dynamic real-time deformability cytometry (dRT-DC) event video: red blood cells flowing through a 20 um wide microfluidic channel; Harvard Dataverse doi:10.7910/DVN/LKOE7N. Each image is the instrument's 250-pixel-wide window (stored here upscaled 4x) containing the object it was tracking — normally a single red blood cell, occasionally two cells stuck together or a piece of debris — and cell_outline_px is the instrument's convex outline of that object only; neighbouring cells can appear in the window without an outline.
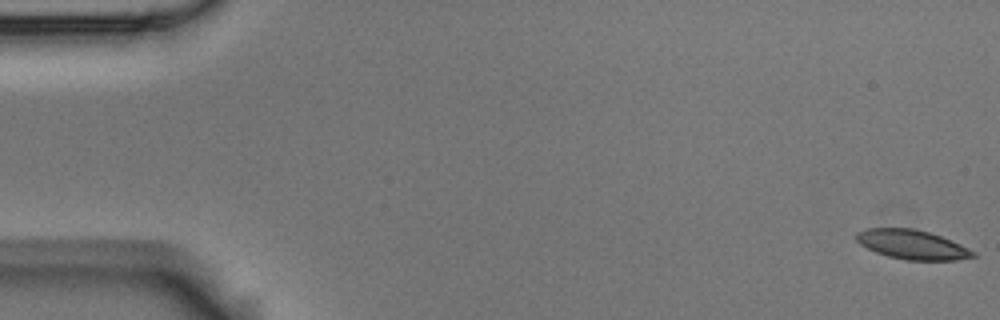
{"species": "Egyptian fruit bat (a non-hibernating species)", "species_latin": "Rousettus aegyptiacus", "temperature_condition": "room temperature", "stored_images_in_passage": 5, "camera_frame_rate_fps": 3000, "um_per_image_px": 0.085, "animal": {"sex": "male"}, "frame": {"image": 1, "passage_image": 1, "time_ms": 0.0, "image_size_px": [1000, 320], "cell_outline_px": [[976, 256], [956, 260], [908, 260], [888, 256], [876, 252], [860, 244], [856, 240], [856, 232], [864, 228], [912, 228], [928, 232], [940, 236], [960, 244], [976, 252]], "centroid_in_image_um": [77.52, 20.78], "position_along_channel_um": 7.5, "area_um2": 19.83}}